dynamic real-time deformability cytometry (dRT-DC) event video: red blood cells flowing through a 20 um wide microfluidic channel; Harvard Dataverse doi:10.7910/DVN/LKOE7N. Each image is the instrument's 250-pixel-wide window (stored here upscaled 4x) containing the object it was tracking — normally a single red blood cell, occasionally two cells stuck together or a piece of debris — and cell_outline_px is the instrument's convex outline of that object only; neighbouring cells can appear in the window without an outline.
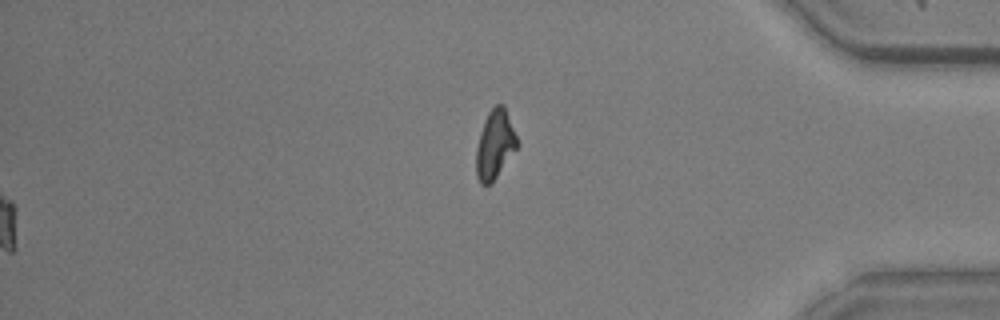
{"species": "common noctule bat (a hibernating species)", "species_latin": "Nyctalus noctula", "temperature_condition": "warm", "stored_images_in_passage": 57, "camera_frame_rate_fps": 3000, "um_per_image_px": 0.085, "animal": {"sex": "male", "body_mass_g": 20.5, "forearm_length_mm": 52.5}, "frame": {"image": 1, "passage_image": 57, "time_ms": 18.667, "image_size_px": [1000, 320], "cell_outline_px": [[520, 144], [492, 184], [480, 184], [476, 176], [476, 148], [480, 132], [484, 120], [488, 112], [496, 104], [504, 104]], "centroid_in_image_um": [42.07, 12.29], "position_along_channel_um": 393.1, "area_um2": 16.7}, "authors_computed_cell_mechanics": {"area_um2": 18.785, "velocity_mm_per_s": 3.5783, "shape_relaxation_time_tau1_ms": 3.7381, "shape_relaxation_time_tau2_ms": 2.8536, "deformation_change_tau1": 0.1454, "deformation_change_tau2": 0.0967}}